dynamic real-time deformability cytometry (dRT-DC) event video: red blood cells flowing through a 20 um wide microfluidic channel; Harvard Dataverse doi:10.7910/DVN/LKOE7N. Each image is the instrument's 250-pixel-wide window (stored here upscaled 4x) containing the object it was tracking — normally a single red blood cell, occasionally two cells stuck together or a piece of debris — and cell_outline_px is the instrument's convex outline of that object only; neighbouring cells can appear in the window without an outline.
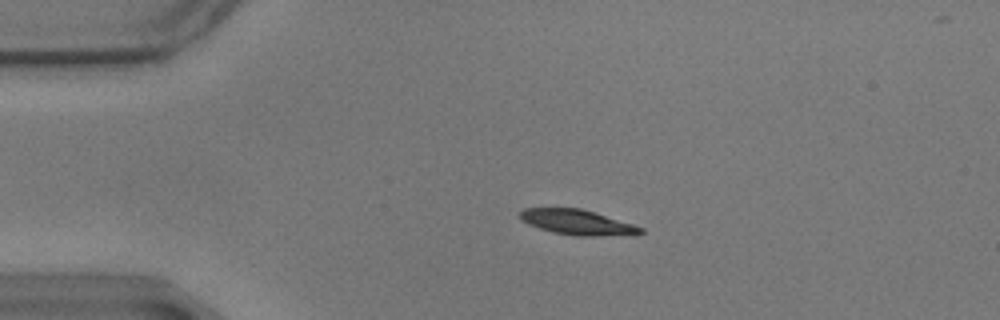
{"species": "common noctule bat (a hibernating species)", "species_latin": "Nyctalus noctula", "temperature_condition": "warm", "stored_images_in_passage": 51, "camera_frame_rate_fps": 3000, "um_per_image_px": 0.085, "animal": {"sex": "male", "body_mass_g": 17.9}, "frame": {"image": 1, "passage_image": 4, "time_ms": 1.0, "image_size_px": [1000, 320], "cell_outline_px": [[644, 232], [636, 236], [576, 236], [552, 232], [528, 224], [520, 220], [520, 212], [524, 208], [580, 208], [632, 224], [644, 228]], "centroid_in_image_um": [49.12, 18.92], "position_along_channel_um": 35.9, "area_um2": 17.8}}
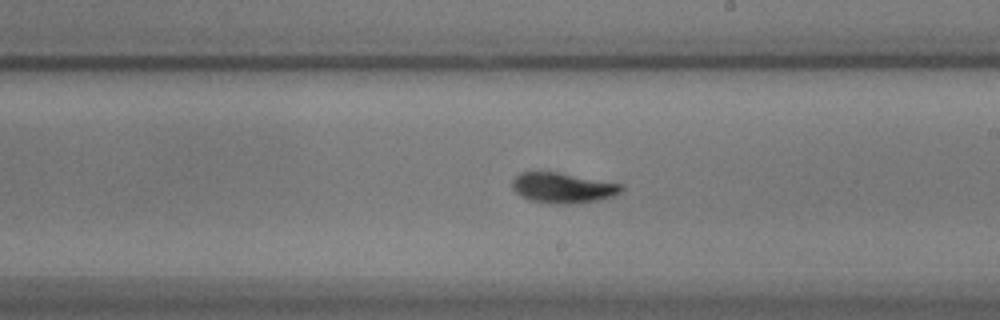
{"frame": {"image": 2, "passage_image": 25, "time_ms": 8.0, "image_size_px": [1000, 320], "cell_outline_px": [[624, 188], [620, 192], [612, 196], [600, 200], [572, 204], [556, 204], [532, 200], [520, 196], [512, 188], [512, 180], [520, 172], [556, 172], [624, 184]], "centroid_in_image_um": [47.85, 15.97], "position_along_channel_um": 241.1, "area_um2": 19.25}}
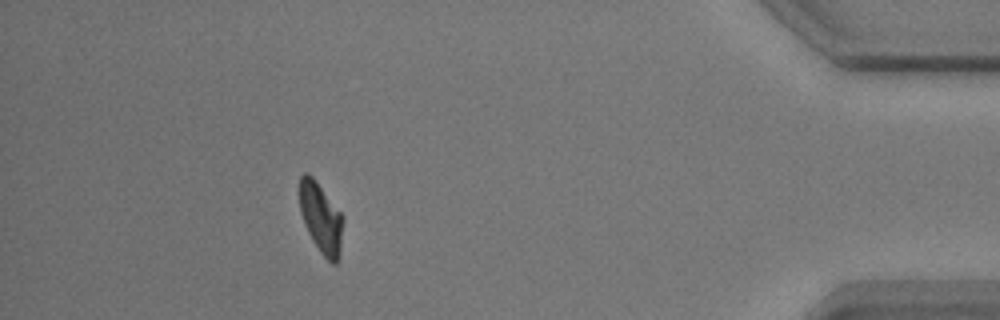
{"frame": {"image": 3, "passage_image": 44, "time_ms": 14.333, "image_size_px": [1000, 320], "cell_outline_px": [[344, 220], [340, 256], [336, 264], [332, 264], [320, 252], [312, 240], [304, 224], [300, 212], [300, 176], [304, 172], [308, 172], [312, 176], [344, 216]], "centroid_in_image_um": [27.3, 18.55], "position_along_channel_um": 407.9, "area_um2": 17.98}, "authors_computed_cell_mechanics": {"area_um2": 18.3804, "velocity_mm_per_s": 3.4618, "shape_relaxation_time_tau1_ms": 3.5077, "shape_relaxation_time_tau2_ms": 3.0681, "deformation_change_tau1": 0.1458, "deformation_change_tau2": 0.0619}}